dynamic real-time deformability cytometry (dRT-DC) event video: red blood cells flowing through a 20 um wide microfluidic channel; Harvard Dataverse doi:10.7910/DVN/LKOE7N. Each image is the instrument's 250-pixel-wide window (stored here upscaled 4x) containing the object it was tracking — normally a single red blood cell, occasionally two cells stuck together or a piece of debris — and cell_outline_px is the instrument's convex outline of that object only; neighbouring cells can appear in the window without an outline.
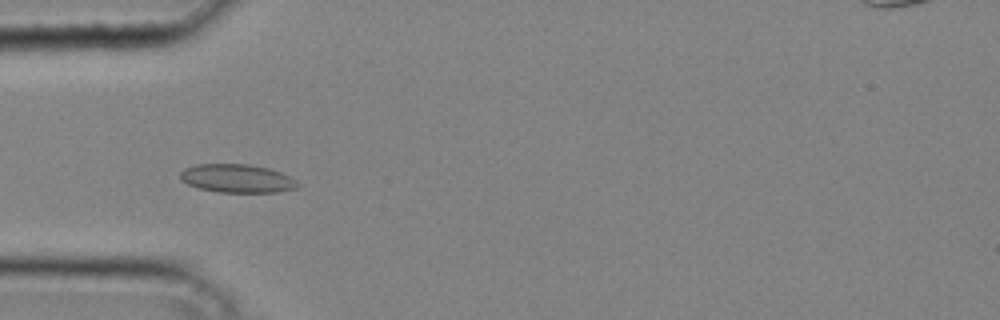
{"species": "common noctule bat (a hibernating species)", "species_latin": "Nyctalus noctula", "temperature_condition": "cold", "stored_images_in_passage": 30, "camera_frame_rate_fps": 3000, "um_per_image_px": 0.085, "animal": {"sex": "male", "body_mass_g": 20.4}, "frame": {"image": 1, "passage_image": 2, "time_ms": 0.333, "image_size_px": [1000, 320], "cell_outline_px": [[300, 188], [276, 192], [220, 192], [200, 188], [188, 184], [180, 180], [180, 172], [184, 168], [196, 164], [248, 164], [268, 168], [280, 172], [296, 180], [300, 184]], "centroid_in_image_um": [20.16, 15.16], "position_along_channel_um": 64.8, "area_um2": 19.48}}
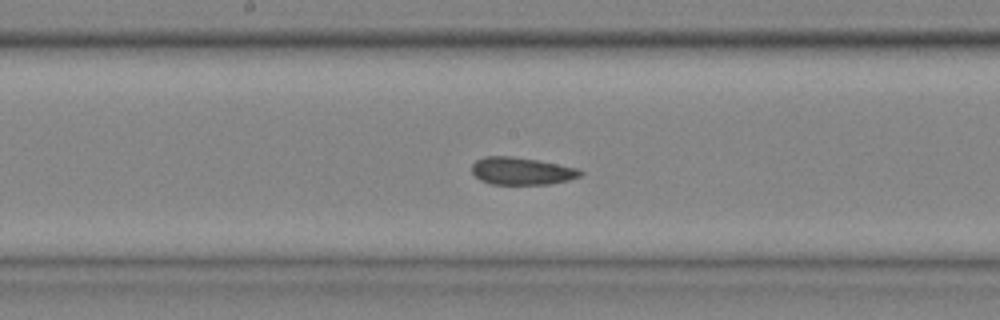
{"frame": {"image": 2, "passage_image": 11, "time_ms": 3.333, "image_size_px": [1000, 320], "cell_outline_px": [[584, 172], [580, 176], [568, 180], [548, 184], [492, 184], [480, 180], [472, 172], [472, 164], [476, 160], [484, 156], [512, 156], [536, 160], [576, 168]], "centroid_in_image_um": [44.3, 14.53], "position_along_channel_um": 203.9, "area_um2": 17.17}}
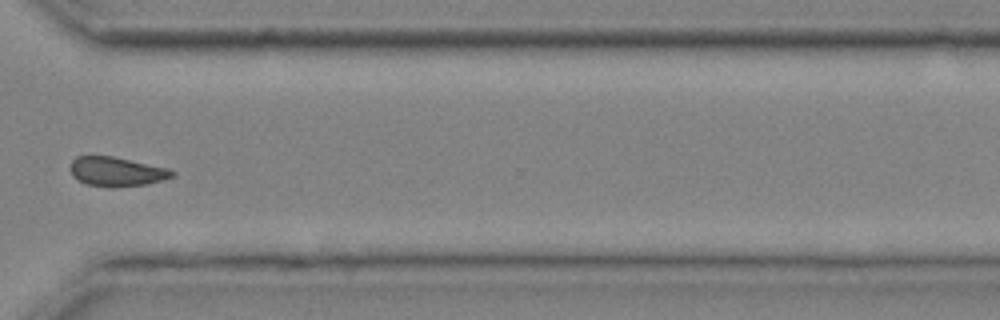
{"frame": {"image": 3, "passage_image": 21, "time_ms": 6.667, "image_size_px": [1000, 320], "cell_outline_px": [[176, 176], [164, 180], [148, 184], [88, 184], [72, 176], [72, 160], [76, 156], [112, 156], [168, 168], [176, 172]], "centroid_in_image_um": [9.98, 14.54], "position_along_channel_um": 360.6, "area_um2": 16.53}}